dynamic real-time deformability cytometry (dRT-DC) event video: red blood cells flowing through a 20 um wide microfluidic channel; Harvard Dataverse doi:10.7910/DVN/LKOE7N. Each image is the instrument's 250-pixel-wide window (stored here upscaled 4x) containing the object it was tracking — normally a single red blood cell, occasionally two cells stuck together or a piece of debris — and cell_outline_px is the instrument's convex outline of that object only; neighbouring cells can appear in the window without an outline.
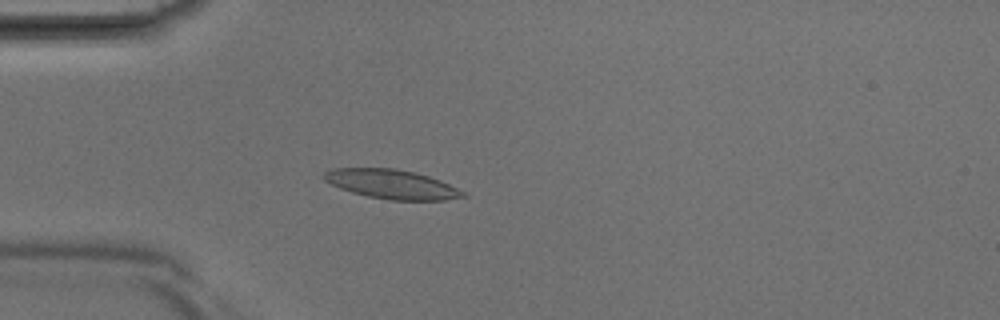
{"species": "Egyptian fruit bat (a non-hibernating species)", "species_latin": "Rousettus aegyptiacus", "temperature_condition": "room temperature", "stored_images_in_passage": 33, "camera_frame_rate_fps": 3000, "um_per_image_px": 0.085, "animal": {"sex": "male"}, "frame": {"image": 1, "passage_image": 4, "time_ms": 1.0, "image_size_px": [1000, 320], "cell_outline_px": [[468, 196], [444, 200], [392, 200], [368, 196], [352, 192], [340, 188], [324, 180], [324, 172], [332, 168], [392, 168], [412, 172], [428, 176], [440, 180], [464, 192]], "centroid_in_image_um": [33.28, 15.66], "position_along_channel_um": 51.7, "area_um2": 23.35}}
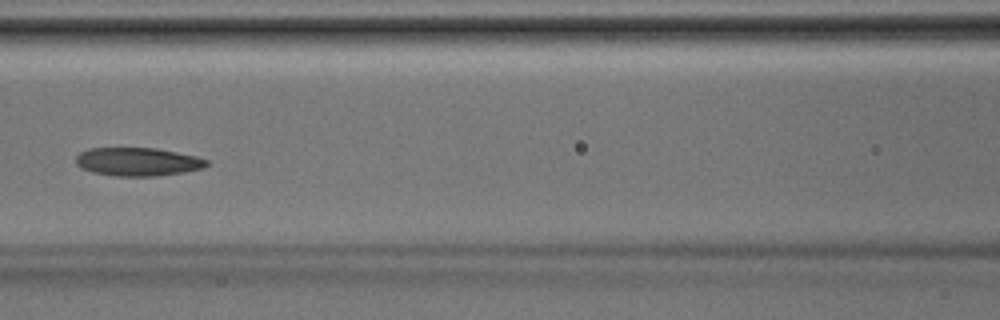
{"frame": {"image": 2, "passage_image": 11, "time_ms": 3.333, "image_size_px": [1000, 320], "cell_outline_px": [[208, 164], [204, 168], [184, 172], [156, 176], [112, 176], [92, 172], [80, 168], [76, 164], [76, 156], [80, 152], [88, 148], [156, 148], [196, 156], [208, 160]], "centroid_in_image_um": [11.68, 13.75], "position_along_channel_um": 154.9, "area_um2": 21.73}}
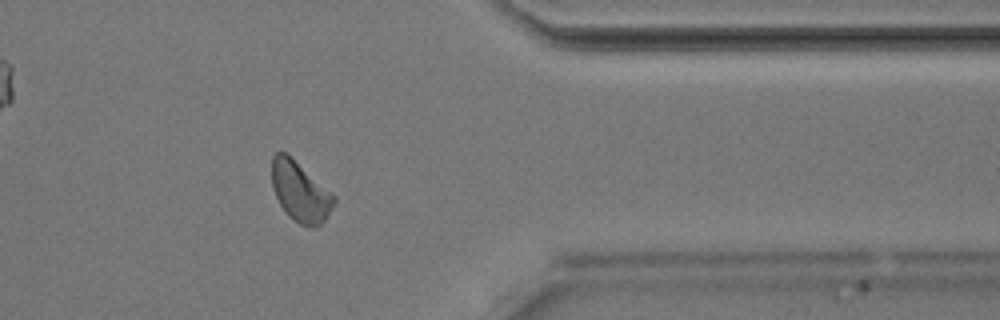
{"frame": {"image": 3, "passage_image": 26, "time_ms": 8.333, "image_size_px": [1000, 320], "cell_outline_px": [[336, 200], [328, 216], [316, 228], [308, 228], [300, 224], [288, 216], [284, 212], [272, 188], [272, 156], [276, 152], [288, 152], [336, 196]], "centroid_in_image_um": [25.52, 16.28], "position_along_channel_um": 385.9, "area_um2": 22.14}}